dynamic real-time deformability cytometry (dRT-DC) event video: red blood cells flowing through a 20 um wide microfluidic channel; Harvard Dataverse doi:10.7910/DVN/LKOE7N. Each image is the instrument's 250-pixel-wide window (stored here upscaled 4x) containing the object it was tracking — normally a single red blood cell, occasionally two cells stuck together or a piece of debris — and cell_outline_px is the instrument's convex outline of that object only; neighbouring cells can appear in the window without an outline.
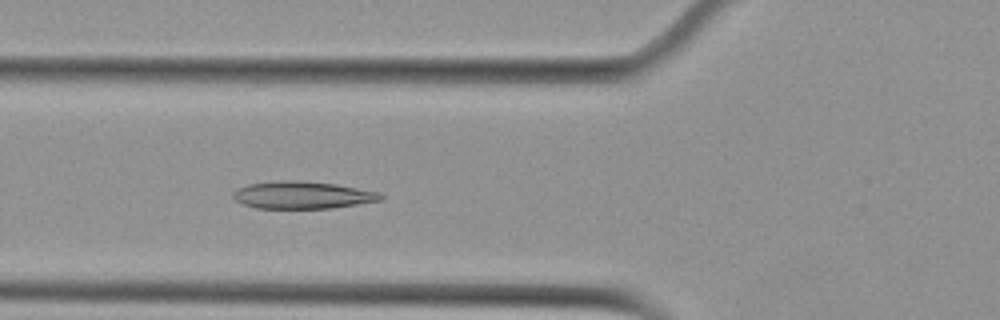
{"species": "Egyptian fruit bat (a non-hibernating species)", "species_latin": "Rousettus aegyptiacus", "temperature_condition": "cold", "stored_images_in_passage": 39, "camera_frame_rate_fps": 3000, "um_per_image_px": 0.085, "animal": {"sex": "female"}, "frame": {"image": 1, "passage_image": 5, "time_ms": 1.333, "image_size_px": [1000, 320], "cell_outline_px": [[384, 200], [332, 208], [256, 208], [244, 204], [236, 200], [232, 196], [232, 192], [236, 188], [248, 184], [280, 180], [300, 180], [336, 184], [380, 192], [384, 196]], "centroid_in_image_um": [25.72, 16.57], "position_along_channel_um": 100.1, "area_um2": 23.7}}
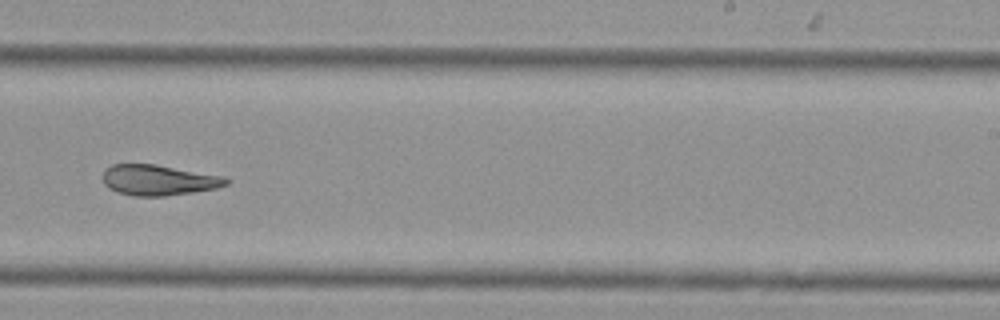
{"frame": {"image": 2, "passage_image": 19, "time_ms": 6.0, "image_size_px": [1000, 320], "cell_outline_px": [[232, 180], [228, 184], [216, 188], [192, 192], [164, 196], [136, 196], [116, 192], [108, 188], [104, 184], [104, 168], [112, 164], [156, 164], [224, 176]], "centroid_in_image_um": [13.49, 15.3], "position_along_channel_um": 275.5, "area_um2": 22.08}}
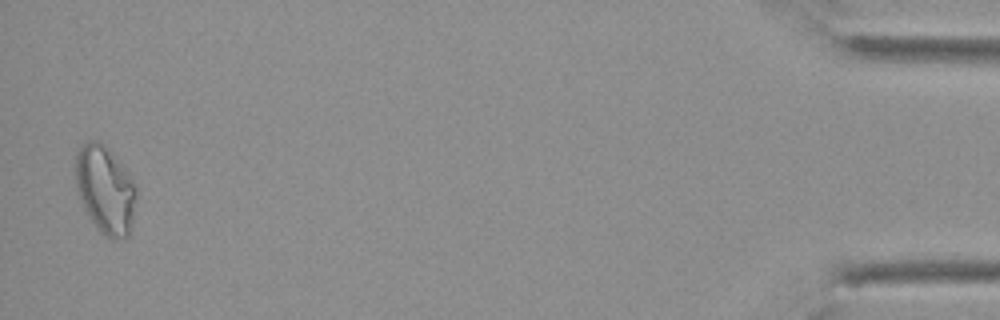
{"frame": {"image": 3, "passage_image": 38, "time_ms": 12.333, "image_size_px": [1000, 320], "cell_outline_px": [[136, 196], [132, 232], [128, 236], [120, 240], [112, 240], [104, 236], [96, 228], [84, 208], [76, 184], [76, 152], [80, 144], [88, 140], [100, 140], [108, 148], [136, 184]], "centroid_in_image_um": [8.96, 16.15], "position_along_channel_um": 426.2, "area_um2": 31.44}, "authors_computed_cell_mechanics": {"area_um2": 23.4668, "velocity_mm_per_s": 3.7659, "shape_relaxation_time_tau1_ms": null, "shape_relaxation_time_tau2_ms": 2.5525, "deformation_change_tau1": null, "deformation_change_tau2": 0.0926}}